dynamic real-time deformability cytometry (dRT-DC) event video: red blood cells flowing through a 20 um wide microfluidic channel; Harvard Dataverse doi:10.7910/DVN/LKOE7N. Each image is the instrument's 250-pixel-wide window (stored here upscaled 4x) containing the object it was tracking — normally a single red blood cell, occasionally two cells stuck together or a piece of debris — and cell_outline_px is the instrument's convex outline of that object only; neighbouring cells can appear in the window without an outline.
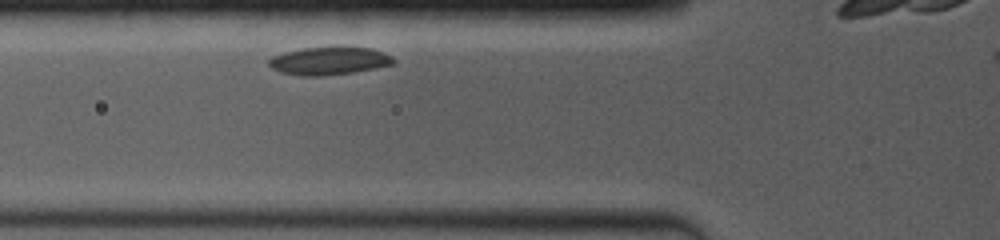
{"species": "common noctule bat (a hibernating species)", "species_latin": "Nyctalus noctula", "temperature_condition": "room temperature", "stored_images_in_passage": 2, "camera_frame_rate_fps": 4000, "um_per_image_px": 0.085, "animal": {"sex": "female", "body_mass_g": 19.0, "forearm_length_mm": 53.3}, "frame": {"image": 1, "passage_image": 2, "time_ms": 1.0, "image_size_px": [1000, 240], "cell_outline_px": [[396, 64], [376, 68], [352, 72], [320, 76], [300, 76], [280, 72], [272, 68], [268, 64], [268, 60], [272, 56], [284, 52], [304, 48], [372, 48], [392, 56], [396, 60]], "centroid_in_image_um": [27.98, 5.19], "position_along_channel_um": 97.8, "area_um2": 20.06}}